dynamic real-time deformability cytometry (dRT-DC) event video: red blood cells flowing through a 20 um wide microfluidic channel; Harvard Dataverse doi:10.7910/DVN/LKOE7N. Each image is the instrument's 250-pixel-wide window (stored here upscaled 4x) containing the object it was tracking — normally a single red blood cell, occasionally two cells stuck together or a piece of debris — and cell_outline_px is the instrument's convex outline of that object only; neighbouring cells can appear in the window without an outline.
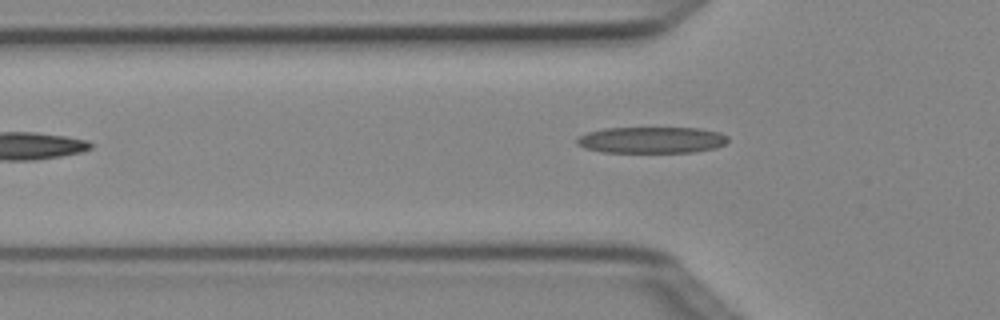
{"species": "Egyptian fruit bat (a non-hibernating species)", "species_latin": "Rousettus aegyptiacus", "temperature_condition": "cold", "stored_images_in_passage": 5, "camera_frame_rate_fps": 3000, "um_per_image_px": 0.085, "animal": {"sex": "female"}, "frame": {"image": 1, "passage_image": 4, "time_ms": 1.0, "image_size_px": [1000, 320], "cell_outline_px": [[728, 140], [724, 144], [716, 148], [692, 152], [600, 152], [584, 148], [576, 144], [576, 140], [580, 136], [588, 132], [604, 128], [696, 128], [720, 132], [728, 136]], "centroid_in_image_um": [55.38, 11.9], "position_along_channel_um": 70.4, "area_um2": 23.24}}
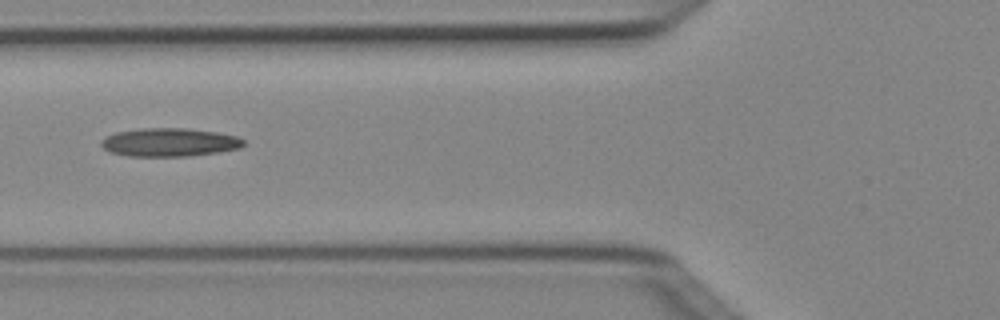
{"frame": {"image": 2, "passage_image": 5, "time_ms": 1.333, "image_size_px": [1000, 320], "cell_outline_px": [[244, 144], [240, 148], [220, 152], [192, 156], [128, 156], [108, 152], [100, 144], [100, 140], [104, 136], [116, 132], [144, 128], [188, 128], [216, 132], [236, 136], [244, 140]], "centroid_in_image_um": [14.38, 12.1], "position_along_channel_um": 111.4, "area_um2": 23.76}}